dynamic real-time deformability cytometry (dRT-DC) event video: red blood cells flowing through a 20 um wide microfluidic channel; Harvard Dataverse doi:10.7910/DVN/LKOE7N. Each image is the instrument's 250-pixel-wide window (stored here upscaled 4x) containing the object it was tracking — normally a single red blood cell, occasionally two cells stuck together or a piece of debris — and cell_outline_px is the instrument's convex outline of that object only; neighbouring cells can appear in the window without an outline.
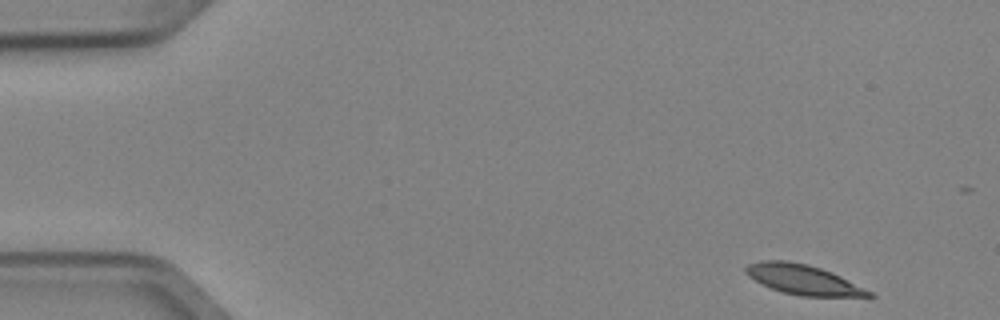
{"species": "Egyptian fruit bat (a non-hibernating species)", "species_latin": "Rousettus aegyptiacus", "temperature_condition": "cold", "stored_images_in_passage": 5, "segment_of_instrument_passage": [1, 2], "camera_frame_rate_fps": 3000, "um_per_image_px": 0.085, "animal": {"sex": "female"}, "frame": {"image": 1, "passage_image": 1, "time_ms": 0.0, "image_size_px": [1000, 320], "cell_outline_px": [[876, 296], [872, 300], [800, 296], [784, 292], [772, 288], [748, 276], [744, 272], [744, 268], [748, 264], [760, 260], [788, 260], [808, 264], [832, 272], [872, 292]], "centroid_in_image_um": [68.43, 23.82], "position_along_channel_um": 16.6, "area_um2": 22.25}}